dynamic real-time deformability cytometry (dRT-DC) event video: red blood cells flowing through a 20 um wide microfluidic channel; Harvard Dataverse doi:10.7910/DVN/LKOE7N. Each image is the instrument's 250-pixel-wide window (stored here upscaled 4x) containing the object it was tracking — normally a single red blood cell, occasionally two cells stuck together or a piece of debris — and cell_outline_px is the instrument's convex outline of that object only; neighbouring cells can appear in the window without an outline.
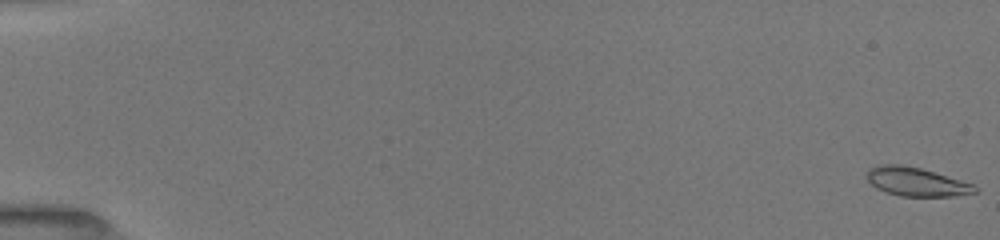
{"species": "common noctule bat (a hibernating species)", "species_latin": "Nyctalus noctula", "temperature_condition": "room temperature", "stored_images_in_passage": 23, "camera_frame_rate_fps": 3000, "um_per_image_px": 0.085, "animal": {"sex": "female", "body_mass_g": 19.5, "forearm_length_mm": 54.1}, "frame": {"image": 1, "passage_image": 1, "time_ms": 0.0, "image_size_px": [1000, 240], "cell_outline_px": [[980, 192], [952, 196], [900, 196], [884, 192], [876, 188], [864, 176], [868, 168], [880, 164], [900, 164], [920, 168], [960, 180], [972, 184]], "centroid_in_image_um": [77.82, 15.45], "position_along_channel_um": 7.2, "area_um2": 18.09}}
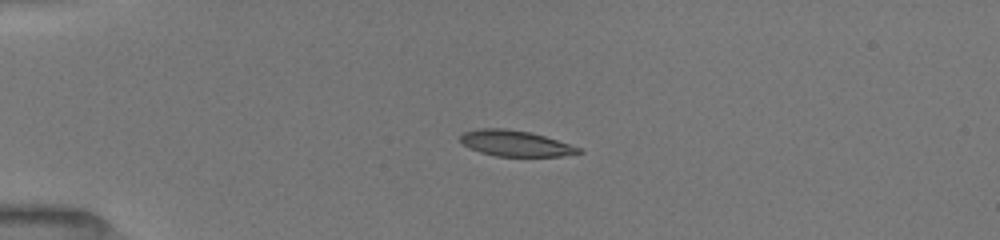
{"frame": {"image": 2, "passage_image": 18, "time_ms": 4.333, "image_size_px": [1000, 240], "cell_outline_px": [[584, 152], [560, 156], [496, 156], [480, 152], [468, 148], [460, 140], [460, 136], [464, 132], [480, 128], [504, 128], [528, 132], [544, 136], [580, 148]], "centroid_in_image_um": [43.77, 12.19], "position_along_channel_um": 41.2, "area_um2": 17.57}}